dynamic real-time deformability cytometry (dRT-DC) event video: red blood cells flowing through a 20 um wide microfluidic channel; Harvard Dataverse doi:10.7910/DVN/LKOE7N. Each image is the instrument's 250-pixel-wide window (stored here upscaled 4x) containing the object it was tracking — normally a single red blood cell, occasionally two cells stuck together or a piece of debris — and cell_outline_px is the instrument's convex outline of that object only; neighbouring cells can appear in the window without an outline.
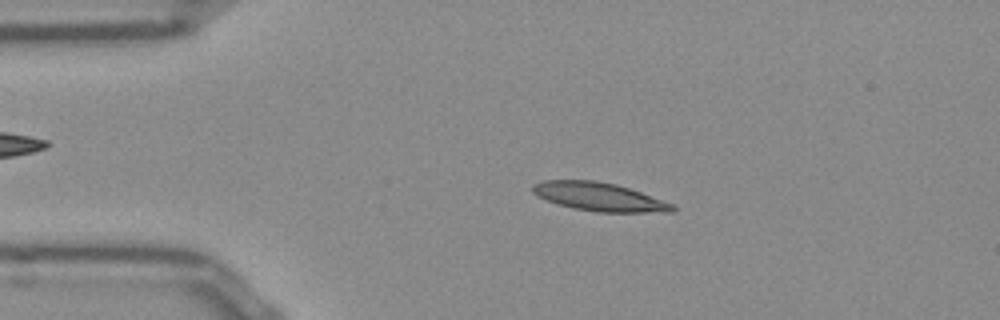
{"species": "Egyptian fruit bat (a non-hibernating species)", "species_latin": "Rousettus aegyptiacus", "temperature_condition": "room temperature", "stored_images_in_passage": 50, "camera_frame_rate_fps": 3000, "um_per_image_px": 0.085, "frame": {"image": 1, "passage_image": 9, "time_ms": 2.667, "image_size_px": [1000, 320], "cell_outline_px": [[676, 208], [672, 212], [596, 212], [576, 208], [560, 204], [536, 196], [532, 192], [532, 184], [544, 180], [596, 180], [616, 184], [676, 204]], "centroid_in_image_um": [50.96, 16.72], "position_along_channel_um": 34.0, "area_um2": 23.12}}
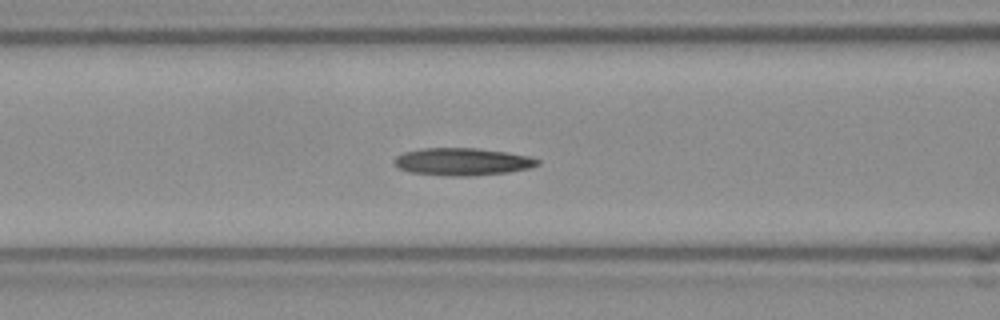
{"frame": {"image": 2, "passage_image": 19, "time_ms": 6.0, "image_size_px": [1000, 320], "cell_outline_px": [[540, 164], [528, 168], [508, 172], [472, 176], [448, 176], [408, 172], [400, 168], [392, 160], [396, 156], [404, 152], [424, 148], [476, 148], [508, 152], [532, 156], [540, 160]], "centroid_in_image_um": [39.32, 13.74], "position_along_channel_um": 127.3, "area_um2": 23.06}}
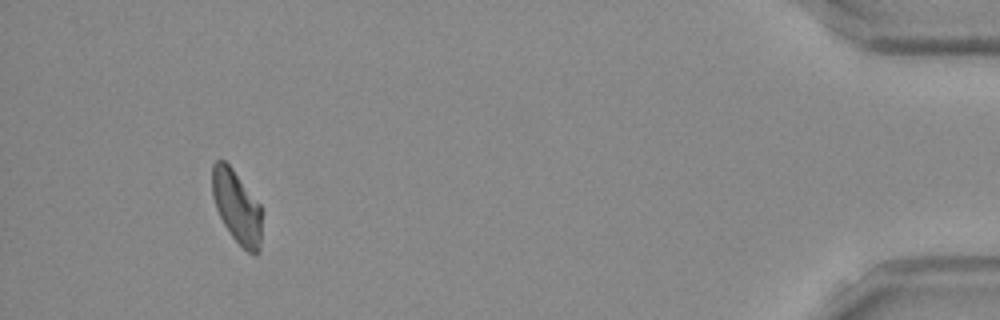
{"frame": {"image": 3, "passage_image": 47, "time_ms": 15.333, "image_size_px": [1000, 320], "cell_outline_px": [[260, 252], [256, 256], [248, 252], [232, 236], [224, 224], [216, 208], [212, 196], [212, 164], [216, 160], [224, 160], [232, 168], [260, 204]], "centroid_in_image_um": [20.11, 17.57], "position_along_channel_um": 415.1, "area_um2": 20.81}}